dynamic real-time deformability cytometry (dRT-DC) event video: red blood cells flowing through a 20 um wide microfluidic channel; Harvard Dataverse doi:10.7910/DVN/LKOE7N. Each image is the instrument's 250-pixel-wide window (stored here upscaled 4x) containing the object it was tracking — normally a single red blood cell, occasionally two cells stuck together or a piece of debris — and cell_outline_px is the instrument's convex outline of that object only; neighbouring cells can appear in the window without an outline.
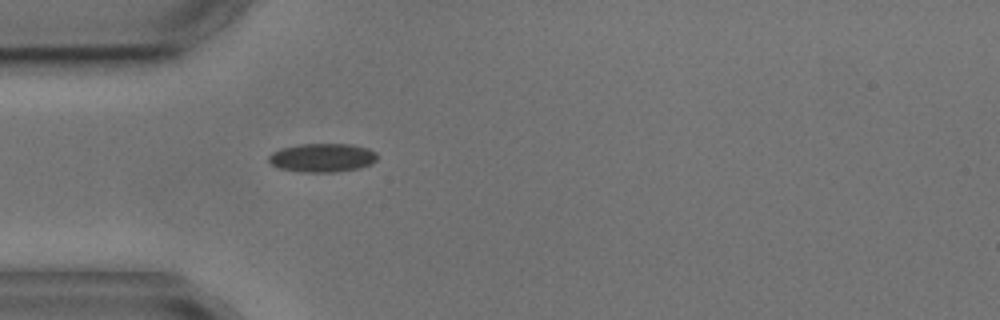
{"species": "common noctule bat (a hibernating species)", "species_latin": "Nyctalus noctula", "temperature_condition": "cold", "stored_images_in_passage": 3, "camera_frame_rate_fps": 3000, "um_per_image_px": 0.085, "animal": {"sex": "male", "body_mass_g": 17.9, "forearm_length_mm": 54.2}, "frame": {"image": 1, "passage_image": 3, "time_ms": 3.333, "image_size_px": [1000, 320], "cell_outline_px": [[376, 160], [372, 164], [360, 168], [336, 172], [304, 172], [276, 168], [268, 160], [268, 156], [272, 152], [280, 148], [300, 144], [352, 144], [368, 148], [376, 152]], "centroid_in_image_um": [27.39, 13.4], "position_along_channel_um": 57.6, "area_um2": 18.32}}